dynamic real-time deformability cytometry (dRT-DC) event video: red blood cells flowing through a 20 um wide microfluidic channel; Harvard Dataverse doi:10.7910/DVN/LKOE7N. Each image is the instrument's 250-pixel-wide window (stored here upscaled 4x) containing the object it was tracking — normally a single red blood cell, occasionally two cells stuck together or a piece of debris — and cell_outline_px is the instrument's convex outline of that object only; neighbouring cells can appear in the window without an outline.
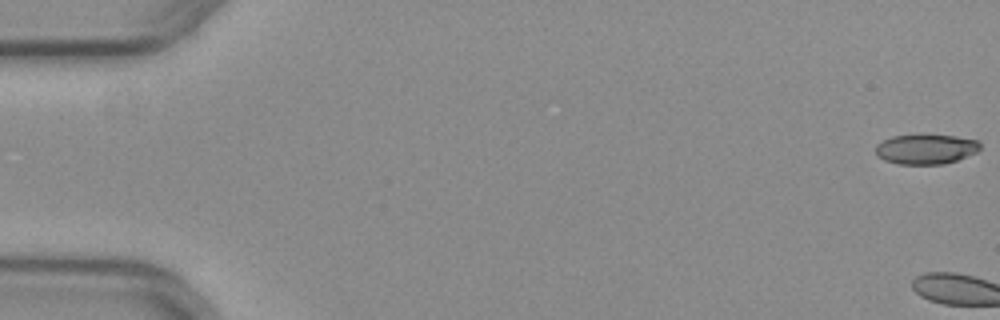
{"species": "common noctule bat (a hibernating species)", "species_latin": "Nyctalus noctula", "temperature_condition": "warm", "stored_images_in_passage": 3, "camera_frame_rate_fps": 3000, "um_per_image_px": 0.085, "animal": {"sex": "female", "body_mass_g": 29.2, "forearm_length_mm": 56.3}, "frame": {"image": 1, "passage_image": 1, "time_ms": 0.0, "image_size_px": [1000, 320], "cell_outline_px": [[980, 148], [976, 152], [956, 160], [944, 164], [896, 164], [884, 160], [876, 152], [876, 144], [892, 136], [920, 132], [956, 136], [976, 140], [980, 144]], "centroid_in_image_um": [78.68, 12.63], "position_along_channel_um": 6.3, "area_um2": 18.67}}